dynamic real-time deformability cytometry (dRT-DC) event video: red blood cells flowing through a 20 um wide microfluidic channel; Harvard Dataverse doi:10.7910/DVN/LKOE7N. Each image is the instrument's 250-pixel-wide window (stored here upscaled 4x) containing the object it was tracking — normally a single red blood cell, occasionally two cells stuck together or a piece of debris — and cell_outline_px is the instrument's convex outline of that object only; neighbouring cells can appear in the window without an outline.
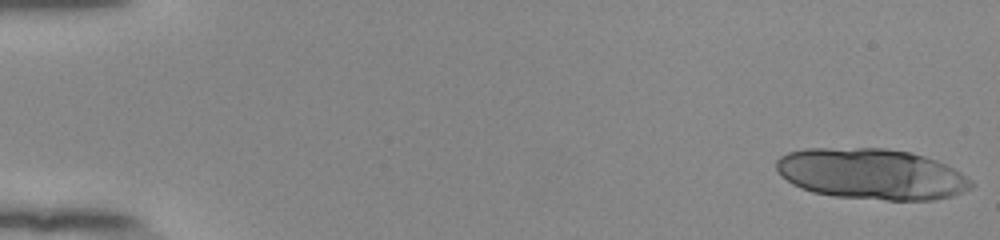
{"species": "human", "species_latin": "Homo sapiens", "temperature_condition": "room temperature", "stored_images_in_passage": 17, "camera_frame_rate_fps": 3000, "um_per_image_px": 0.085, "donor": {"sex": "female"}, "frame": {"image": 1, "passage_image": 1, "time_ms": 0.0, "image_size_px": [1000, 240], "cell_outline_px": [[976, 184], [972, 188], [952, 196], [932, 200], [888, 200], [836, 196], [812, 192], [800, 188], [792, 184], [780, 176], [776, 168], [776, 160], [780, 156], [788, 152], [804, 148], [884, 148], [912, 152], [936, 160], [960, 172], [972, 180]], "centroid_in_image_um": [74.06, 14.79], "position_along_channel_um": 10.9, "area_um2": 58.09}}